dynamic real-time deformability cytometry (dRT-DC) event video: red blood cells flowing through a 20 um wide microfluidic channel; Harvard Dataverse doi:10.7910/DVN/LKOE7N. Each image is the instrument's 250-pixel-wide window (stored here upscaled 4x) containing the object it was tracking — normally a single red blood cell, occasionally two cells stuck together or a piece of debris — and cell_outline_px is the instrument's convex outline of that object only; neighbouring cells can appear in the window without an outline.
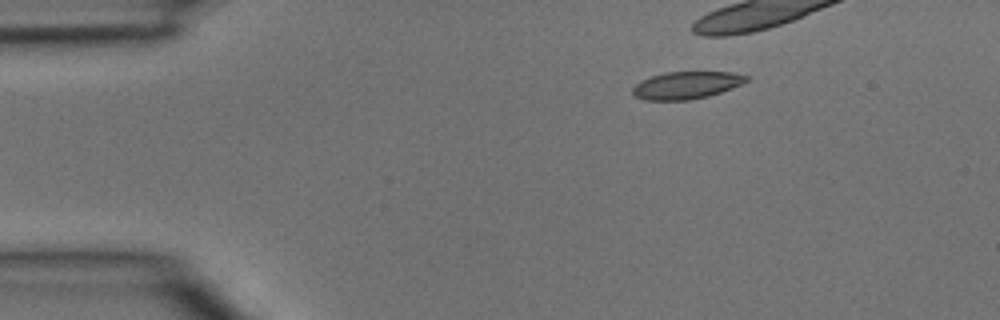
{"species": "common noctule bat (a hibernating species)", "species_latin": "Nyctalus noctula", "temperature_condition": "room temperature", "stored_images_in_passage": 5, "camera_frame_rate_fps": 3000, "um_per_image_px": 0.085, "animal": {"sex": "male", "body_mass_g": 15.6}, "frame": {"image": 1, "passage_image": 5, "time_ms": 1.333, "image_size_px": [1000, 320], "cell_outline_px": [[748, 80], [740, 84], [720, 92], [708, 96], [688, 100], [644, 100], [636, 96], [632, 92], [632, 88], [640, 80], [652, 76], [668, 72], [732, 72], [748, 76]], "centroid_in_image_um": [58.31, 7.24], "position_along_channel_um": 26.7, "area_um2": 17.92}}